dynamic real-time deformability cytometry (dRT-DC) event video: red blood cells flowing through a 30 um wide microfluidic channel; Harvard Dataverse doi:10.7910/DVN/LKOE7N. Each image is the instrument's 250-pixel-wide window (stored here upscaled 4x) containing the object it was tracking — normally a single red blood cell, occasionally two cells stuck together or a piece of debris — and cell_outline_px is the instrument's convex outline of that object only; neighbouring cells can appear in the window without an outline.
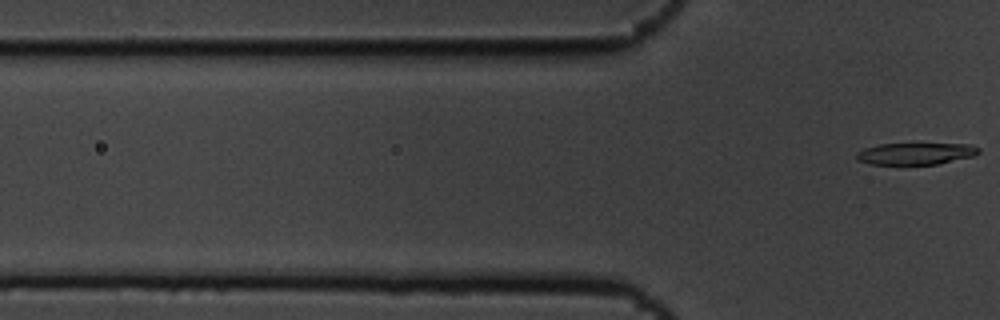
{"species": "common noctule bat (a hibernating species)", "species_latin": "Nyctalus noctula", "temperature_condition": "cold", "stored_images_in_passage": 4, "segment_of_instrument_passage": [2, 2], "camera_frame_rate_fps": 3000, "um_per_image_px": 0.085, "animal": {"sex": "male", "body_mass_g": 19.5, "forearm_length_mm": 54.6}, "frame": {"image": 1, "passage_image": 4, "time_ms": 1.0, "image_size_px": [1000, 320], "cell_outline_px": [[980, 152], [976, 156], [936, 164], [868, 164], [856, 160], [856, 152], [864, 148], [880, 144], [968, 144], [980, 148]], "centroid_in_image_um": [77.83, 13.06], "position_along_channel_um": 48.0, "area_um2": 15.55}}